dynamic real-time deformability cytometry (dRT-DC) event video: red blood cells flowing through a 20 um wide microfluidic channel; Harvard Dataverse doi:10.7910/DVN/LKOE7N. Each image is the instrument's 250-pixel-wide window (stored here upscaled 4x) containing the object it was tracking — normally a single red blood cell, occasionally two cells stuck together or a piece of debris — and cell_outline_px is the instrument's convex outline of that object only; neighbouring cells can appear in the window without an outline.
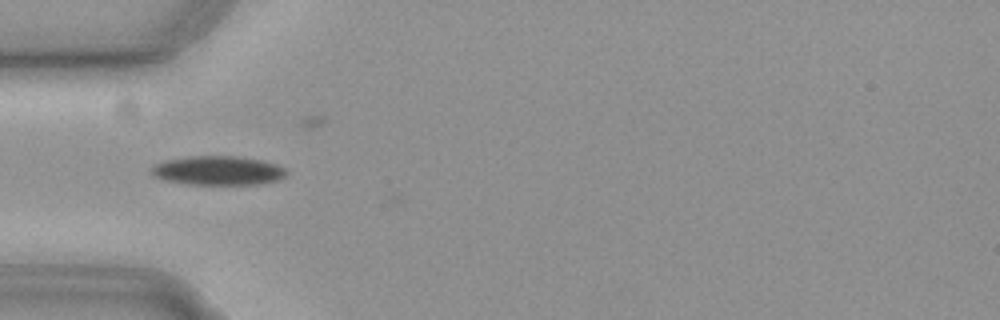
{"species": "common noctule bat (a hibernating species)", "species_latin": "Nyctalus noctula", "temperature_condition": "cold", "stored_images_in_passage": 32, "camera_frame_rate_fps": 3000, "um_per_image_px": 0.085, "animal": {"sex": "female", "body_mass_g": 19.3, "forearm_length_mm": 54.1}, "frame": {"image": 1, "passage_image": 2, "time_ms": 0.333, "image_size_px": [1000, 320], "cell_outline_px": [[284, 176], [276, 180], [260, 184], [188, 184], [164, 180], [152, 176], [152, 168], [156, 164], [164, 160], [188, 156], [236, 156], [260, 160], [284, 168]], "centroid_in_image_um": [18.45, 14.49], "position_along_channel_um": 66.5, "area_um2": 22.54}}
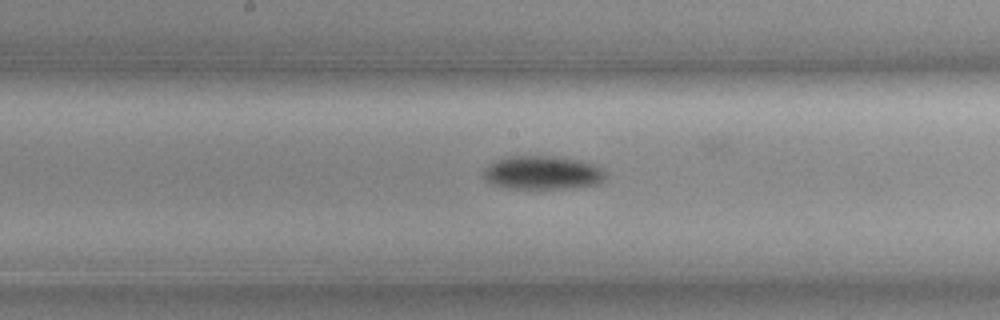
{"frame": {"image": 2, "passage_image": 13, "time_ms": 4.0, "image_size_px": [1000, 320], "cell_outline_px": [[608, 172], [604, 180], [600, 184], [572, 188], [504, 188], [492, 184], [484, 180], [484, 172], [496, 160], [512, 156], [552, 156], [580, 160], [592, 164]], "centroid_in_image_um": [46.17, 14.69], "position_along_channel_um": 202.0, "area_um2": 23.81}}
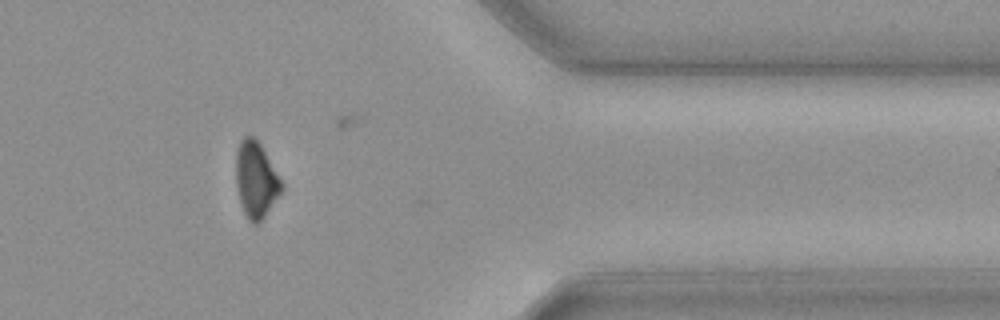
{"frame": {"image": 3, "passage_image": 30, "time_ms": 9.667, "image_size_px": [1000, 320], "cell_outline_px": [[284, 188], [264, 216], [256, 224], [252, 224], [248, 220], [240, 204], [236, 184], [236, 152], [240, 140], [244, 136], [252, 136], [260, 144], [284, 184]], "centroid_in_image_um": [21.74, 15.28], "position_along_channel_um": 389.7, "area_um2": 20.06}, "authors_computed_cell_mechanics": {"area_um2": 23.1489, "velocity_mm_per_s": 3.7137, "shape_relaxation_time_tau1_ms": 3.532, "shape_relaxation_time_tau2_ms": null, "deformation_change_tau1": 0.1106, "deformation_change_tau2": null}}